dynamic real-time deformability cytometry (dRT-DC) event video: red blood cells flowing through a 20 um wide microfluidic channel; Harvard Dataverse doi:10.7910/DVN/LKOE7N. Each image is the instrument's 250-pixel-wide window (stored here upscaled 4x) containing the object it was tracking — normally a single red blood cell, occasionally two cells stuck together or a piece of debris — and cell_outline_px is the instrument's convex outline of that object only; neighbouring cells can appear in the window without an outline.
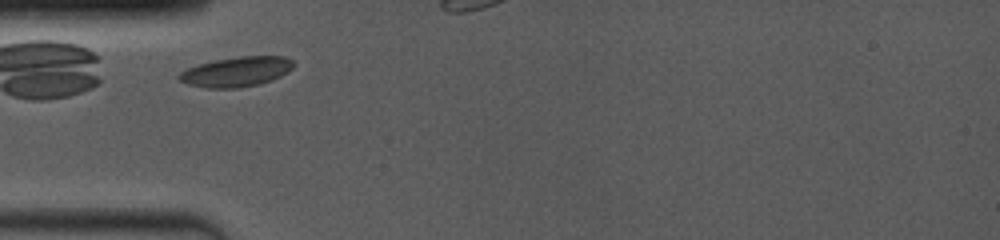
{"species": "common noctule bat (a hibernating species)", "species_latin": "Nyctalus noctula", "temperature_condition": "room temperature", "stored_images_in_passage": 12, "camera_frame_rate_fps": 4000, "um_per_image_px": 0.085, "animal": {"sex": "female", "body_mass_g": 19.0, "forearm_length_mm": 53.3}, "frame": {"image": 1, "passage_image": 1, "time_ms": 0.0, "image_size_px": [1000, 240], "cell_outline_px": [[292, 68], [288, 72], [272, 80], [240, 88], [204, 88], [188, 84], [180, 80], [176, 76], [180, 72], [188, 68], [200, 64], [216, 60], [240, 56], [284, 56], [292, 60]], "centroid_in_image_um": [20.08, 6.1], "position_along_channel_um": 64.9, "area_um2": 19.77}}